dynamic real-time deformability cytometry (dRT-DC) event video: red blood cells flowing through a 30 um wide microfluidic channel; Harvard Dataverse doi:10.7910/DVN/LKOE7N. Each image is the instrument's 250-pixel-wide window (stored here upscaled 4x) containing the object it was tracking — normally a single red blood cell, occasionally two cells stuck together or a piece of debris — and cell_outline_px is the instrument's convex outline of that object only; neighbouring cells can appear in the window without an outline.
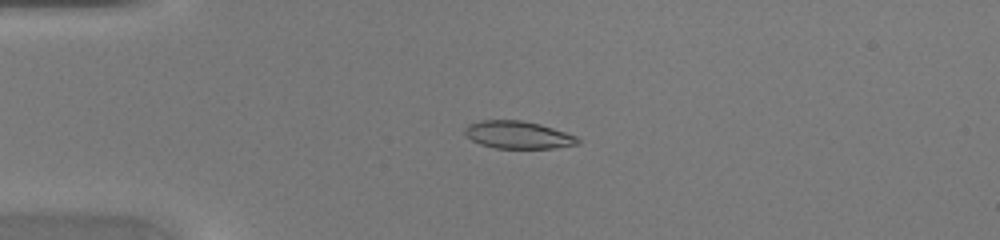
{"species": "common noctule bat (a hibernating species)", "species_latin": "Nyctalus noctula", "temperature_condition": "warm", "stored_images_in_passage": 44, "camera_frame_rate_fps": 3000, "um_per_image_px": 0.085, "animal": {"sex": "female", "body_mass_g": 20.0, "forearm_length_mm": 54.0}, "frame": {"image": 1, "passage_image": 9, "time_ms": 2.667, "image_size_px": [1000, 240], "cell_outline_px": [[580, 144], [552, 148], [496, 148], [480, 144], [472, 140], [464, 132], [464, 128], [468, 124], [480, 120], [520, 120], [540, 124], [576, 136], [580, 140]], "centroid_in_image_um": [44.02, 11.46], "position_along_channel_um": 41.0, "area_um2": 18.03}}
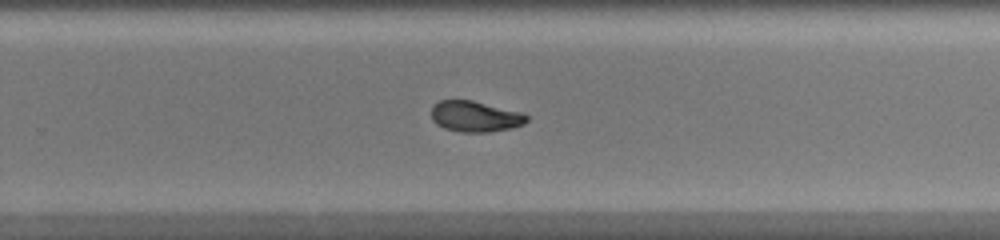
{"frame": {"image": 2, "passage_image": 28, "time_ms": 9.0, "image_size_px": [1000, 240], "cell_outline_px": [[528, 120], [524, 124], [512, 128], [488, 132], [460, 132], [444, 128], [436, 124], [432, 120], [432, 104], [440, 100], [472, 100], [524, 112], [528, 116]], "centroid_in_image_um": [40.41, 9.89], "position_along_channel_um": 289.4, "area_um2": 17.4}}
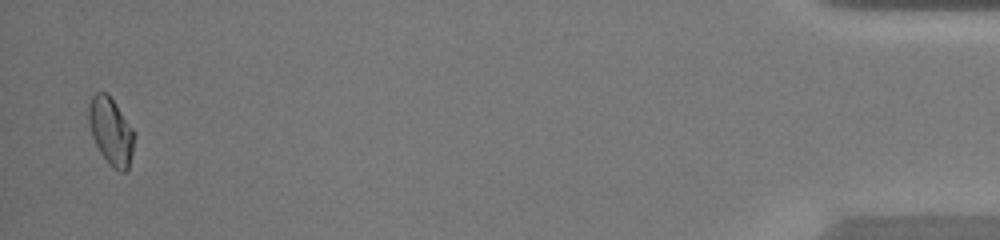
{"frame": {"image": 3, "passage_image": 43, "time_ms": 14.0, "image_size_px": [1000, 240], "cell_outline_px": [[136, 136], [128, 168], [124, 172], [120, 172], [112, 168], [100, 152], [92, 136], [88, 124], [88, 104], [92, 96], [96, 92], [108, 92], [132, 128]], "centroid_in_image_um": [9.42, 11.14], "position_along_channel_um": 425.8, "area_um2": 17.98}}